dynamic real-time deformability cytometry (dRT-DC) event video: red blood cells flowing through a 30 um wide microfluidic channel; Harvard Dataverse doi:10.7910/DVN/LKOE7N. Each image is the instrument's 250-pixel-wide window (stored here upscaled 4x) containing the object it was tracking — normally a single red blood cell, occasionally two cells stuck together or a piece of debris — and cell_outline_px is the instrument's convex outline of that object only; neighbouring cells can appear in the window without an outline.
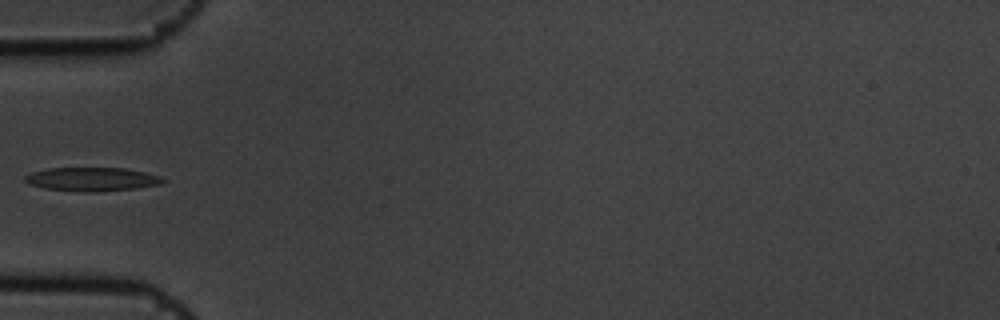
{"species": "common noctule bat (a hibernating species)", "species_latin": "Nyctalus noctula", "temperature_condition": "cold", "stored_images_in_passage": 15, "camera_frame_rate_fps": 3000, "um_per_image_px": 0.085, "animal": {"sex": "male", "body_mass_g": 19.5, "forearm_length_mm": 54.6}, "frame": {"image": 1, "passage_image": 5, "time_ms": 1.333, "image_size_px": [1000, 320], "cell_outline_px": [[168, 180], [160, 184], [136, 188], [92, 192], [84, 192], [44, 188], [28, 184], [24, 180], [24, 176], [32, 172], [48, 168], [124, 168], [144, 172], [160, 176]], "centroid_in_image_um": [7.8, 15.23], "position_along_channel_um": 77.2, "area_um2": 19.02}}
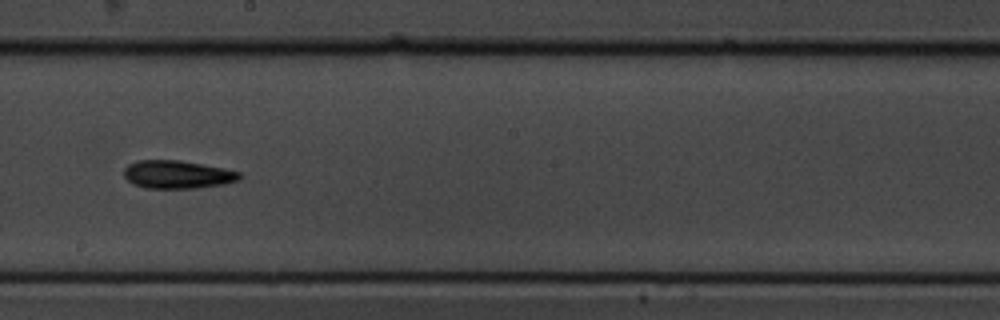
{"frame": {"image": 2, "passage_image": 9, "time_ms": 2.667, "image_size_px": [1000, 320], "cell_outline_px": [[244, 176], [240, 180], [224, 184], [196, 188], [144, 188], [132, 184], [124, 176], [124, 168], [128, 164], [136, 160], [180, 160], [224, 168], [240, 172]], "centroid_in_image_um": [15.09, 14.83], "position_along_channel_um": 233.1, "area_um2": 19.13}}
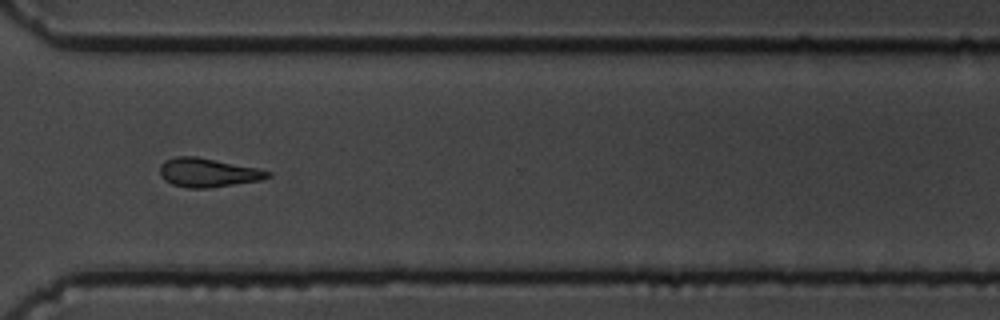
{"frame": {"image": 3, "passage_image": 12, "time_ms": 3.667, "image_size_px": [1000, 320], "cell_outline_px": [[272, 176], [260, 180], [208, 188], [188, 188], [172, 184], [164, 180], [160, 176], [160, 164], [164, 160], [176, 156], [196, 156], [260, 168], [272, 172]], "centroid_in_image_um": [17.67, 14.66], "position_along_channel_um": 352.9, "area_um2": 18.32}}